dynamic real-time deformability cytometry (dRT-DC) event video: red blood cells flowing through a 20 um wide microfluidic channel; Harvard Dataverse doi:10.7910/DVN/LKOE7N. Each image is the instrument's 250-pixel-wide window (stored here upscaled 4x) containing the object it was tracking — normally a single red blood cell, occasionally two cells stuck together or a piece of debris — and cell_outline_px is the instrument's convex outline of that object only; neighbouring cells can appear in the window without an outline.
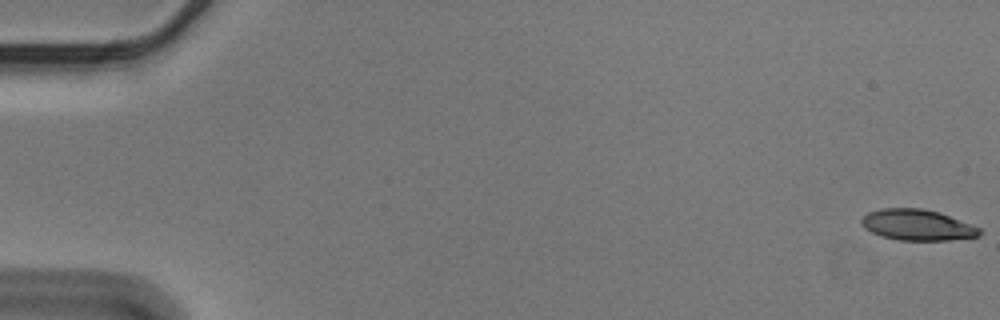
{"species": "Egyptian fruit bat (a non-hibernating species)", "species_latin": "Rousettus aegyptiacus", "temperature_condition": "cold", "stored_images_in_passage": 18, "camera_frame_rate_fps": 3000, "um_per_image_px": 0.085, "animal": {"sex": "male"}, "frame": {"image": 1, "passage_image": 1, "time_ms": 0.0, "image_size_px": [1000, 320], "cell_outline_px": [[980, 236], [948, 240], [900, 240], [880, 236], [864, 228], [860, 224], [860, 220], [868, 212], [880, 208], [920, 208], [936, 212], [972, 224], [980, 228]], "centroid_in_image_um": [77.93, 19.12], "position_along_channel_um": 7.1, "area_um2": 21.15}}
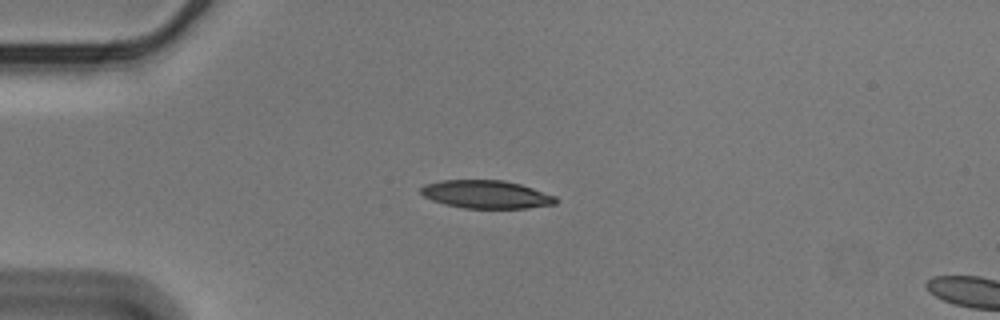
{"frame": {"image": 2, "passage_image": 15, "time_ms": 4.667, "image_size_px": [1000, 320], "cell_outline_px": [[560, 200], [556, 204], [528, 208], [464, 208], [444, 204], [432, 200], [424, 196], [420, 192], [420, 188], [424, 184], [440, 180], [504, 180], [520, 184], [556, 196]], "centroid_in_image_um": [41.34, 16.52], "position_along_channel_um": 43.7, "area_um2": 22.2}}